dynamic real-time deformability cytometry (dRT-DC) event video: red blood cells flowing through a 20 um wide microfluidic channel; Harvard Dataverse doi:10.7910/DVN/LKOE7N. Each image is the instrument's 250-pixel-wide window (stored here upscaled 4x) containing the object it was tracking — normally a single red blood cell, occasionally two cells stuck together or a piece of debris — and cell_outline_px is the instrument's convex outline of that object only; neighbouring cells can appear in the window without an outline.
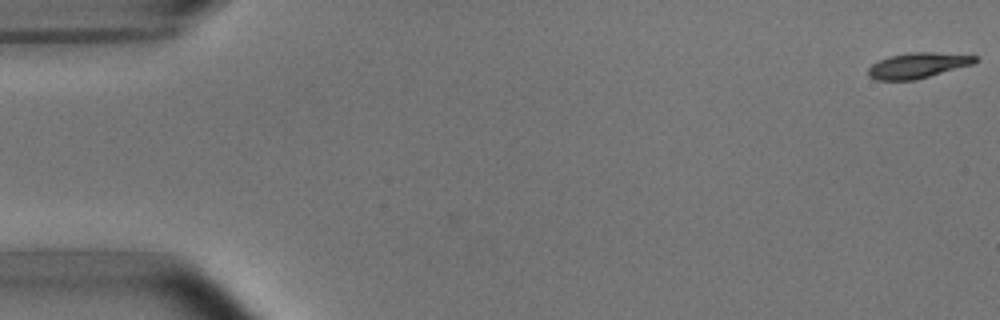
{"species": "common noctule bat (a hibernating species)", "species_latin": "Nyctalus noctula", "temperature_condition": "room temperature", "stored_images_in_passage": 7, "camera_frame_rate_fps": 3000, "um_per_image_px": 0.085, "animal": {"sex": "male", "body_mass_g": 15.6}, "frame": {"image": 1, "passage_image": 1, "time_ms": 0.0, "image_size_px": [1000, 320], "cell_outline_px": [[976, 60], [972, 64], [916, 80], [876, 80], [868, 76], [868, 68], [872, 64], [888, 56], [912, 52], [932, 52], [976, 56]], "centroid_in_image_um": [77.95, 5.57], "position_along_channel_um": 7.1, "area_um2": 15.66}}